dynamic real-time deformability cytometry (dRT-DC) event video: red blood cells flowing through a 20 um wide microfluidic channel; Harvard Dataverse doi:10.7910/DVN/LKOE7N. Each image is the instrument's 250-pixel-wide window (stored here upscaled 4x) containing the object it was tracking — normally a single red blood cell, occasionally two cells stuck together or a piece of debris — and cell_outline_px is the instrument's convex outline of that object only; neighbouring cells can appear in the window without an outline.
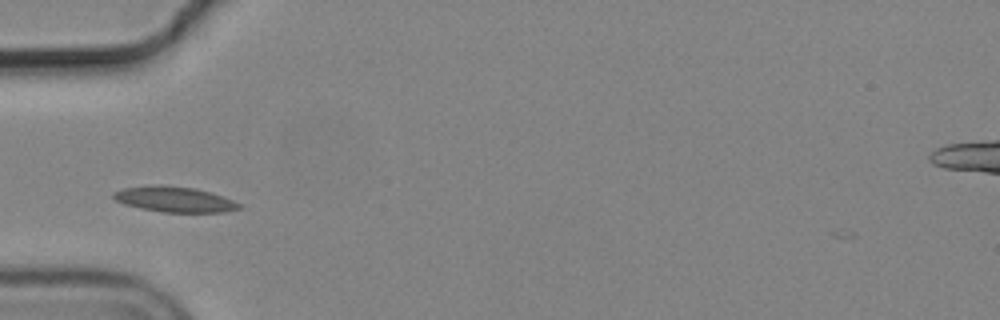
{"species": "common noctule bat (a hibernating species)", "species_latin": "Nyctalus noctula", "temperature_condition": "cold", "stored_images_in_passage": 35, "camera_frame_rate_fps": 3000, "um_per_image_px": 0.085, "animal": {"sex": "male", "body_mass_g": 19.2, "forearm_length_mm": 51.8}, "frame": {"image": 1, "passage_image": 1, "time_ms": 0.0, "image_size_px": [1000, 320], "cell_outline_px": [[244, 208], [224, 212], [164, 212], [140, 208], [124, 204], [116, 200], [112, 196], [112, 192], [124, 188], [152, 184], [160, 184], [196, 188], [224, 196], [244, 204]], "centroid_in_image_um": [14.88, 16.93], "position_along_channel_um": 70.1, "area_um2": 19.02}}
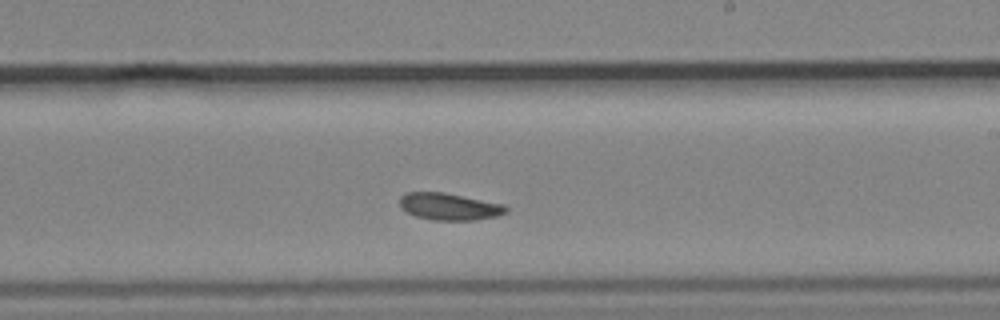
{"frame": {"image": 2, "passage_image": 16, "time_ms": 5.0, "image_size_px": [1000, 320], "cell_outline_px": [[508, 212], [496, 216], [472, 220], [432, 220], [416, 216], [400, 208], [400, 196], [404, 192], [444, 192], [504, 204], [508, 208]], "centroid_in_image_um": [38.17, 17.55], "position_along_channel_um": 250.8, "area_um2": 16.76}}
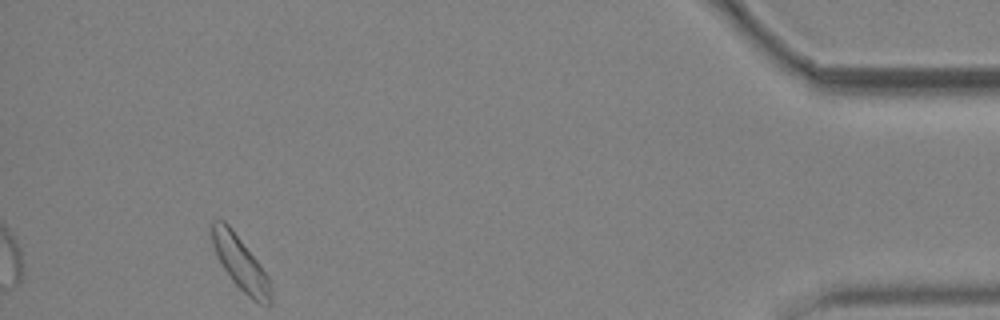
{"frame": {"image": 3, "passage_image": 35, "time_ms": 11.333, "image_size_px": [1000, 320], "cell_outline_px": [[272, 304], [260, 304], [252, 300], [232, 280], [216, 256], [212, 244], [208, 224], [212, 220], [224, 220], [228, 224], [260, 264], [268, 276], [272, 300]], "centroid_in_image_um": [20.39, 22.33], "position_along_channel_um": 414.8, "area_um2": 18.44}, "authors_computed_cell_mechanics": {"area_um2": 17.051, "velocity_mm_per_s": 3.62, "shape_relaxation_time_tau1_ms": 6.0388, "shape_relaxation_time_tau2_ms": 7.7371, "deformation_change_tau1": 0.094, "deformation_change_tau2": 0.1193}}